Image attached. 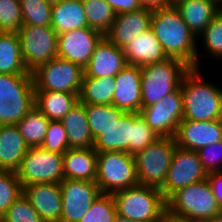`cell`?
I'll list each match as a JSON object with an SVG mask.
<instances>
[{
	"mask_svg": "<svg viewBox=\"0 0 222 222\" xmlns=\"http://www.w3.org/2000/svg\"><path fill=\"white\" fill-rule=\"evenodd\" d=\"M177 0H169L171 4H174Z\"/></svg>",
	"mask_w": 222,
	"mask_h": 222,
	"instance_id": "obj_50",
	"label": "cell"
},
{
	"mask_svg": "<svg viewBox=\"0 0 222 222\" xmlns=\"http://www.w3.org/2000/svg\"><path fill=\"white\" fill-rule=\"evenodd\" d=\"M95 182L100 192L107 194L138 185L134 155L123 151L97 153Z\"/></svg>",
	"mask_w": 222,
	"mask_h": 222,
	"instance_id": "obj_7",
	"label": "cell"
},
{
	"mask_svg": "<svg viewBox=\"0 0 222 222\" xmlns=\"http://www.w3.org/2000/svg\"><path fill=\"white\" fill-rule=\"evenodd\" d=\"M0 222H45L22 193L7 211L1 216Z\"/></svg>",
	"mask_w": 222,
	"mask_h": 222,
	"instance_id": "obj_37",
	"label": "cell"
},
{
	"mask_svg": "<svg viewBox=\"0 0 222 222\" xmlns=\"http://www.w3.org/2000/svg\"><path fill=\"white\" fill-rule=\"evenodd\" d=\"M127 62L123 49L111 43L105 36L96 44L84 75L88 77H115Z\"/></svg>",
	"mask_w": 222,
	"mask_h": 222,
	"instance_id": "obj_20",
	"label": "cell"
},
{
	"mask_svg": "<svg viewBox=\"0 0 222 222\" xmlns=\"http://www.w3.org/2000/svg\"><path fill=\"white\" fill-rule=\"evenodd\" d=\"M116 215L112 194L100 193L79 222H114Z\"/></svg>",
	"mask_w": 222,
	"mask_h": 222,
	"instance_id": "obj_35",
	"label": "cell"
},
{
	"mask_svg": "<svg viewBox=\"0 0 222 222\" xmlns=\"http://www.w3.org/2000/svg\"><path fill=\"white\" fill-rule=\"evenodd\" d=\"M0 74H32L23 63L16 32H0Z\"/></svg>",
	"mask_w": 222,
	"mask_h": 222,
	"instance_id": "obj_29",
	"label": "cell"
},
{
	"mask_svg": "<svg viewBox=\"0 0 222 222\" xmlns=\"http://www.w3.org/2000/svg\"><path fill=\"white\" fill-rule=\"evenodd\" d=\"M141 8L150 10H157L166 6L171 5L169 0H138Z\"/></svg>",
	"mask_w": 222,
	"mask_h": 222,
	"instance_id": "obj_45",
	"label": "cell"
},
{
	"mask_svg": "<svg viewBox=\"0 0 222 222\" xmlns=\"http://www.w3.org/2000/svg\"><path fill=\"white\" fill-rule=\"evenodd\" d=\"M220 11L222 12V1L219 3Z\"/></svg>",
	"mask_w": 222,
	"mask_h": 222,
	"instance_id": "obj_51",
	"label": "cell"
},
{
	"mask_svg": "<svg viewBox=\"0 0 222 222\" xmlns=\"http://www.w3.org/2000/svg\"><path fill=\"white\" fill-rule=\"evenodd\" d=\"M151 28L168 58L182 60L190 68H200L197 38L174 4L152 11Z\"/></svg>",
	"mask_w": 222,
	"mask_h": 222,
	"instance_id": "obj_1",
	"label": "cell"
},
{
	"mask_svg": "<svg viewBox=\"0 0 222 222\" xmlns=\"http://www.w3.org/2000/svg\"><path fill=\"white\" fill-rule=\"evenodd\" d=\"M141 70L139 66L127 65L115 77L112 105L125 112L139 113L142 107Z\"/></svg>",
	"mask_w": 222,
	"mask_h": 222,
	"instance_id": "obj_18",
	"label": "cell"
},
{
	"mask_svg": "<svg viewBox=\"0 0 222 222\" xmlns=\"http://www.w3.org/2000/svg\"><path fill=\"white\" fill-rule=\"evenodd\" d=\"M23 194L45 222H60L63 204L59 183L26 185Z\"/></svg>",
	"mask_w": 222,
	"mask_h": 222,
	"instance_id": "obj_19",
	"label": "cell"
},
{
	"mask_svg": "<svg viewBox=\"0 0 222 222\" xmlns=\"http://www.w3.org/2000/svg\"><path fill=\"white\" fill-rule=\"evenodd\" d=\"M123 51L127 65L139 67L168 58L151 27L130 42Z\"/></svg>",
	"mask_w": 222,
	"mask_h": 222,
	"instance_id": "obj_22",
	"label": "cell"
},
{
	"mask_svg": "<svg viewBox=\"0 0 222 222\" xmlns=\"http://www.w3.org/2000/svg\"><path fill=\"white\" fill-rule=\"evenodd\" d=\"M202 222H222V213L215 216V217H212V218H209L207 220H204Z\"/></svg>",
	"mask_w": 222,
	"mask_h": 222,
	"instance_id": "obj_48",
	"label": "cell"
},
{
	"mask_svg": "<svg viewBox=\"0 0 222 222\" xmlns=\"http://www.w3.org/2000/svg\"><path fill=\"white\" fill-rule=\"evenodd\" d=\"M160 136L152 130L140 113H134V126L132 127V155L145 149Z\"/></svg>",
	"mask_w": 222,
	"mask_h": 222,
	"instance_id": "obj_41",
	"label": "cell"
},
{
	"mask_svg": "<svg viewBox=\"0 0 222 222\" xmlns=\"http://www.w3.org/2000/svg\"><path fill=\"white\" fill-rule=\"evenodd\" d=\"M79 102L75 93L35 91V106L49 119L61 121Z\"/></svg>",
	"mask_w": 222,
	"mask_h": 222,
	"instance_id": "obj_28",
	"label": "cell"
},
{
	"mask_svg": "<svg viewBox=\"0 0 222 222\" xmlns=\"http://www.w3.org/2000/svg\"><path fill=\"white\" fill-rule=\"evenodd\" d=\"M134 113L125 112L118 121L94 138L93 148L97 153L123 151L132 155V127Z\"/></svg>",
	"mask_w": 222,
	"mask_h": 222,
	"instance_id": "obj_21",
	"label": "cell"
},
{
	"mask_svg": "<svg viewBox=\"0 0 222 222\" xmlns=\"http://www.w3.org/2000/svg\"><path fill=\"white\" fill-rule=\"evenodd\" d=\"M199 70V68H190L180 82L183 96V120L222 119V90L212 82L202 81Z\"/></svg>",
	"mask_w": 222,
	"mask_h": 222,
	"instance_id": "obj_2",
	"label": "cell"
},
{
	"mask_svg": "<svg viewBox=\"0 0 222 222\" xmlns=\"http://www.w3.org/2000/svg\"><path fill=\"white\" fill-rule=\"evenodd\" d=\"M21 56L28 71L57 57V33L51 26L22 25L17 32Z\"/></svg>",
	"mask_w": 222,
	"mask_h": 222,
	"instance_id": "obj_11",
	"label": "cell"
},
{
	"mask_svg": "<svg viewBox=\"0 0 222 222\" xmlns=\"http://www.w3.org/2000/svg\"><path fill=\"white\" fill-rule=\"evenodd\" d=\"M35 91L75 93L79 96L84 69L68 60L56 57L32 71Z\"/></svg>",
	"mask_w": 222,
	"mask_h": 222,
	"instance_id": "obj_9",
	"label": "cell"
},
{
	"mask_svg": "<svg viewBox=\"0 0 222 222\" xmlns=\"http://www.w3.org/2000/svg\"><path fill=\"white\" fill-rule=\"evenodd\" d=\"M23 25L50 26L52 5L44 0H20Z\"/></svg>",
	"mask_w": 222,
	"mask_h": 222,
	"instance_id": "obj_34",
	"label": "cell"
},
{
	"mask_svg": "<svg viewBox=\"0 0 222 222\" xmlns=\"http://www.w3.org/2000/svg\"><path fill=\"white\" fill-rule=\"evenodd\" d=\"M47 3H50L51 5L57 4L58 2H60L61 0H44Z\"/></svg>",
	"mask_w": 222,
	"mask_h": 222,
	"instance_id": "obj_49",
	"label": "cell"
},
{
	"mask_svg": "<svg viewBox=\"0 0 222 222\" xmlns=\"http://www.w3.org/2000/svg\"><path fill=\"white\" fill-rule=\"evenodd\" d=\"M167 214L202 222L222 213L207 179L174 192L167 200Z\"/></svg>",
	"mask_w": 222,
	"mask_h": 222,
	"instance_id": "obj_4",
	"label": "cell"
},
{
	"mask_svg": "<svg viewBox=\"0 0 222 222\" xmlns=\"http://www.w3.org/2000/svg\"><path fill=\"white\" fill-rule=\"evenodd\" d=\"M59 184L63 204L60 222H79L101 193L96 182L63 179Z\"/></svg>",
	"mask_w": 222,
	"mask_h": 222,
	"instance_id": "obj_14",
	"label": "cell"
},
{
	"mask_svg": "<svg viewBox=\"0 0 222 222\" xmlns=\"http://www.w3.org/2000/svg\"><path fill=\"white\" fill-rule=\"evenodd\" d=\"M28 150L16 125H0V170L15 172Z\"/></svg>",
	"mask_w": 222,
	"mask_h": 222,
	"instance_id": "obj_25",
	"label": "cell"
},
{
	"mask_svg": "<svg viewBox=\"0 0 222 222\" xmlns=\"http://www.w3.org/2000/svg\"><path fill=\"white\" fill-rule=\"evenodd\" d=\"M189 69L187 64L176 58L140 67L142 107L153 105L176 91Z\"/></svg>",
	"mask_w": 222,
	"mask_h": 222,
	"instance_id": "obj_5",
	"label": "cell"
},
{
	"mask_svg": "<svg viewBox=\"0 0 222 222\" xmlns=\"http://www.w3.org/2000/svg\"><path fill=\"white\" fill-rule=\"evenodd\" d=\"M34 106L32 74H0V125H16Z\"/></svg>",
	"mask_w": 222,
	"mask_h": 222,
	"instance_id": "obj_6",
	"label": "cell"
},
{
	"mask_svg": "<svg viewBox=\"0 0 222 222\" xmlns=\"http://www.w3.org/2000/svg\"><path fill=\"white\" fill-rule=\"evenodd\" d=\"M162 222H198V221H190V220L180 219V218L174 217L172 215L166 214V216Z\"/></svg>",
	"mask_w": 222,
	"mask_h": 222,
	"instance_id": "obj_46",
	"label": "cell"
},
{
	"mask_svg": "<svg viewBox=\"0 0 222 222\" xmlns=\"http://www.w3.org/2000/svg\"><path fill=\"white\" fill-rule=\"evenodd\" d=\"M22 193L16 172L0 170V218Z\"/></svg>",
	"mask_w": 222,
	"mask_h": 222,
	"instance_id": "obj_36",
	"label": "cell"
},
{
	"mask_svg": "<svg viewBox=\"0 0 222 222\" xmlns=\"http://www.w3.org/2000/svg\"><path fill=\"white\" fill-rule=\"evenodd\" d=\"M50 26L57 34L88 27L82 0H61L52 5Z\"/></svg>",
	"mask_w": 222,
	"mask_h": 222,
	"instance_id": "obj_26",
	"label": "cell"
},
{
	"mask_svg": "<svg viewBox=\"0 0 222 222\" xmlns=\"http://www.w3.org/2000/svg\"><path fill=\"white\" fill-rule=\"evenodd\" d=\"M176 146L175 138L159 137L134 155L139 185L162 188Z\"/></svg>",
	"mask_w": 222,
	"mask_h": 222,
	"instance_id": "obj_8",
	"label": "cell"
},
{
	"mask_svg": "<svg viewBox=\"0 0 222 222\" xmlns=\"http://www.w3.org/2000/svg\"><path fill=\"white\" fill-rule=\"evenodd\" d=\"M203 36V37H202ZM199 37H202L206 51L214 58L222 57V12L219 11L203 30Z\"/></svg>",
	"mask_w": 222,
	"mask_h": 222,
	"instance_id": "obj_39",
	"label": "cell"
},
{
	"mask_svg": "<svg viewBox=\"0 0 222 222\" xmlns=\"http://www.w3.org/2000/svg\"><path fill=\"white\" fill-rule=\"evenodd\" d=\"M115 92L114 77H88L83 76L79 92V102L85 105L112 104Z\"/></svg>",
	"mask_w": 222,
	"mask_h": 222,
	"instance_id": "obj_30",
	"label": "cell"
},
{
	"mask_svg": "<svg viewBox=\"0 0 222 222\" xmlns=\"http://www.w3.org/2000/svg\"><path fill=\"white\" fill-rule=\"evenodd\" d=\"M89 28L103 35L110 29L115 20V12L105 0H82Z\"/></svg>",
	"mask_w": 222,
	"mask_h": 222,
	"instance_id": "obj_32",
	"label": "cell"
},
{
	"mask_svg": "<svg viewBox=\"0 0 222 222\" xmlns=\"http://www.w3.org/2000/svg\"><path fill=\"white\" fill-rule=\"evenodd\" d=\"M117 214L135 222H162L167 202L160 189L136 185L112 194Z\"/></svg>",
	"mask_w": 222,
	"mask_h": 222,
	"instance_id": "obj_3",
	"label": "cell"
},
{
	"mask_svg": "<svg viewBox=\"0 0 222 222\" xmlns=\"http://www.w3.org/2000/svg\"><path fill=\"white\" fill-rule=\"evenodd\" d=\"M152 10L141 8L117 14L104 36L118 48L124 49L137 36L151 27Z\"/></svg>",
	"mask_w": 222,
	"mask_h": 222,
	"instance_id": "obj_17",
	"label": "cell"
},
{
	"mask_svg": "<svg viewBox=\"0 0 222 222\" xmlns=\"http://www.w3.org/2000/svg\"><path fill=\"white\" fill-rule=\"evenodd\" d=\"M105 1L112 7L116 15L141 9L138 0H105Z\"/></svg>",
	"mask_w": 222,
	"mask_h": 222,
	"instance_id": "obj_43",
	"label": "cell"
},
{
	"mask_svg": "<svg viewBox=\"0 0 222 222\" xmlns=\"http://www.w3.org/2000/svg\"><path fill=\"white\" fill-rule=\"evenodd\" d=\"M15 172L22 188L34 183H60L64 179L63 154L29 148Z\"/></svg>",
	"mask_w": 222,
	"mask_h": 222,
	"instance_id": "obj_10",
	"label": "cell"
},
{
	"mask_svg": "<svg viewBox=\"0 0 222 222\" xmlns=\"http://www.w3.org/2000/svg\"><path fill=\"white\" fill-rule=\"evenodd\" d=\"M104 35L96 29L84 27L57 35V57L81 66L88 65L96 44Z\"/></svg>",
	"mask_w": 222,
	"mask_h": 222,
	"instance_id": "obj_15",
	"label": "cell"
},
{
	"mask_svg": "<svg viewBox=\"0 0 222 222\" xmlns=\"http://www.w3.org/2000/svg\"><path fill=\"white\" fill-rule=\"evenodd\" d=\"M85 112L93 138L103 133L104 129L118 121L125 113L112 104L85 105Z\"/></svg>",
	"mask_w": 222,
	"mask_h": 222,
	"instance_id": "obj_33",
	"label": "cell"
},
{
	"mask_svg": "<svg viewBox=\"0 0 222 222\" xmlns=\"http://www.w3.org/2000/svg\"><path fill=\"white\" fill-rule=\"evenodd\" d=\"M200 161L207 174L222 171V140L198 151Z\"/></svg>",
	"mask_w": 222,
	"mask_h": 222,
	"instance_id": "obj_42",
	"label": "cell"
},
{
	"mask_svg": "<svg viewBox=\"0 0 222 222\" xmlns=\"http://www.w3.org/2000/svg\"><path fill=\"white\" fill-rule=\"evenodd\" d=\"M23 25L20 0H0V32H18Z\"/></svg>",
	"mask_w": 222,
	"mask_h": 222,
	"instance_id": "obj_38",
	"label": "cell"
},
{
	"mask_svg": "<svg viewBox=\"0 0 222 222\" xmlns=\"http://www.w3.org/2000/svg\"><path fill=\"white\" fill-rule=\"evenodd\" d=\"M114 222H135V221L130 220V219L124 217V216H121V215L117 214L115 216Z\"/></svg>",
	"mask_w": 222,
	"mask_h": 222,
	"instance_id": "obj_47",
	"label": "cell"
},
{
	"mask_svg": "<svg viewBox=\"0 0 222 222\" xmlns=\"http://www.w3.org/2000/svg\"><path fill=\"white\" fill-rule=\"evenodd\" d=\"M199 154L176 146L164 185L160 189L167 200L178 189L207 179Z\"/></svg>",
	"mask_w": 222,
	"mask_h": 222,
	"instance_id": "obj_12",
	"label": "cell"
},
{
	"mask_svg": "<svg viewBox=\"0 0 222 222\" xmlns=\"http://www.w3.org/2000/svg\"><path fill=\"white\" fill-rule=\"evenodd\" d=\"M50 120L34 106L17 124L20 135L29 148L41 147Z\"/></svg>",
	"mask_w": 222,
	"mask_h": 222,
	"instance_id": "obj_31",
	"label": "cell"
},
{
	"mask_svg": "<svg viewBox=\"0 0 222 222\" xmlns=\"http://www.w3.org/2000/svg\"><path fill=\"white\" fill-rule=\"evenodd\" d=\"M67 132L69 148H93L94 138L85 112V104L78 102L61 120Z\"/></svg>",
	"mask_w": 222,
	"mask_h": 222,
	"instance_id": "obj_27",
	"label": "cell"
},
{
	"mask_svg": "<svg viewBox=\"0 0 222 222\" xmlns=\"http://www.w3.org/2000/svg\"><path fill=\"white\" fill-rule=\"evenodd\" d=\"M41 147L46 151L59 154H64L69 149L67 132L61 121L50 120Z\"/></svg>",
	"mask_w": 222,
	"mask_h": 222,
	"instance_id": "obj_40",
	"label": "cell"
},
{
	"mask_svg": "<svg viewBox=\"0 0 222 222\" xmlns=\"http://www.w3.org/2000/svg\"><path fill=\"white\" fill-rule=\"evenodd\" d=\"M207 180L209 181L218 204L222 208V171L209 173L207 175Z\"/></svg>",
	"mask_w": 222,
	"mask_h": 222,
	"instance_id": "obj_44",
	"label": "cell"
},
{
	"mask_svg": "<svg viewBox=\"0 0 222 222\" xmlns=\"http://www.w3.org/2000/svg\"><path fill=\"white\" fill-rule=\"evenodd\" d=\"M174 6L196 38L220 11L216 0H177Z\"/></svg>",
	"mask_w": 222,
	"mask_h": 222,
	"instance_id": "obj_23",
	"label": "cell"
},
{
	"mask_svg": "<svg viewBox=\"0 0 222 222\" xmlns=\"http://www.w3.org/2000/svg\"><path fill=\"white\" fill-rule=\"evenodd\" d=\"M64 179L95 182L97 152L94 148H69L63 154Z\"/></svg>",
	"mask_w": 222,
	"mask_h": 222,
	"instance_id": "obj_24",
	"label": "cell"
},
{
	"mask_svg": "<svg viewBox=\"0 0 222 222\" xmlns=\"http://www.w3.org/2000/svg\"><path fill=\"white\" fill-rule=\"evenodd\" d=\"M177 146L198 152L204 146L222 140V119L212 121L182 120L175 135Z\"/></svg>",
	"mask_w": 222,
	"mask_h": 222,
	"instance_id": "obj_16",
	"label": "cell"
},
{
	"mask_svg": "<svg viewBox=\"0 0 222 222\" xmlns=\"http://www.w3.org/2000/svg\"><path fill=\"white\" fill-rule=\"evenodd\" d=\"M139 113L160 137L175 138L179 123L183 120L181 88L179 87L153 105L141 107Z\"/></svg>",
	"mask_w": 222,
	"mask_h": 222,
	"instance_id": "obj_13",
	"label": "cell"
}]
</instances>
